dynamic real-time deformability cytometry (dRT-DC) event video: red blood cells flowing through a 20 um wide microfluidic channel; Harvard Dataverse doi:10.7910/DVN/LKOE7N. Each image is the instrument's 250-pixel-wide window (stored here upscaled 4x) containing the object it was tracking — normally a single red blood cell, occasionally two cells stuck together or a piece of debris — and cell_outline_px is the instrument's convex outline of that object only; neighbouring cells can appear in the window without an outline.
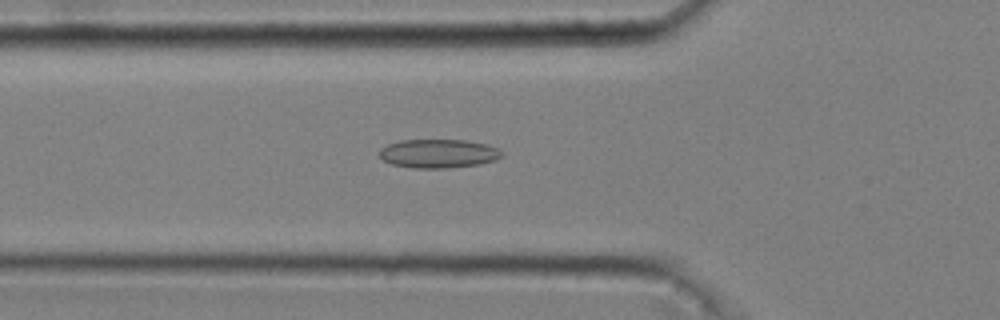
{"species": "common noctule bat (a hibernating species)", "species_latin": "Nyctalus noctula", "temperature_condition": "cold", "stored_images_in_passage": 53, "camera_frame_rate_fps": 3000, "um_per_image_px": 0.085, "animal": {"sex": "male", "body_mass_g": 20.4}, "frame": {"image": 1, "passage_image": 19, "time_ms": 6.0, "image_size_px": [1000, 320], "cell_outline_px": [[504, 156], [496, 160], [480, 164], [448, 168], [412, 168], [392, 164], [384, 160], [380, 156], [380, 148], [388, 144], [400, 140], [468, 140], [488, 144], [504, 152]], "centroid_in_image_um": [37.31, 13.05], "position_along_channel_um": 88.5, "area_um2": 20.69}}
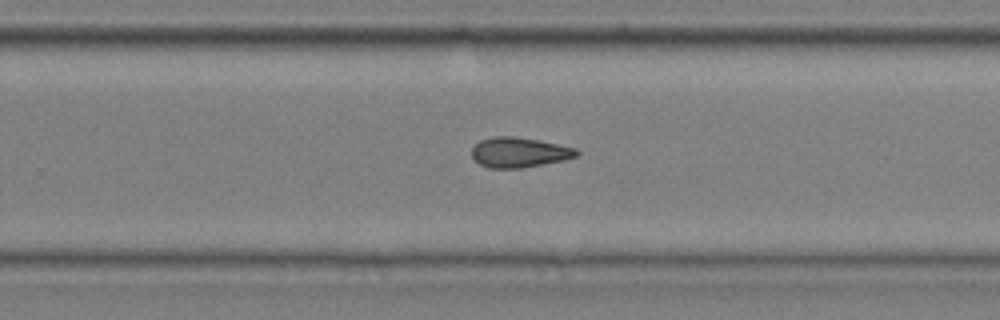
{"frame": {"image": 2, "passage_image": 35, "time_ms": 11.333, "image_size_px": [1000, 320], "cell_outline_px": [[580, 152], [576, 156], [564, 160], [524, 168], [488, 168], [480, 164], [472, 156], [472, 148], [480, 140], [492, 136], [512, 136], [540, 140], [576, 148]], "centroid_in_image_um": [44.13, 12.95], "position_along_channel_um": 285.7, "area_um2": 18.44}}
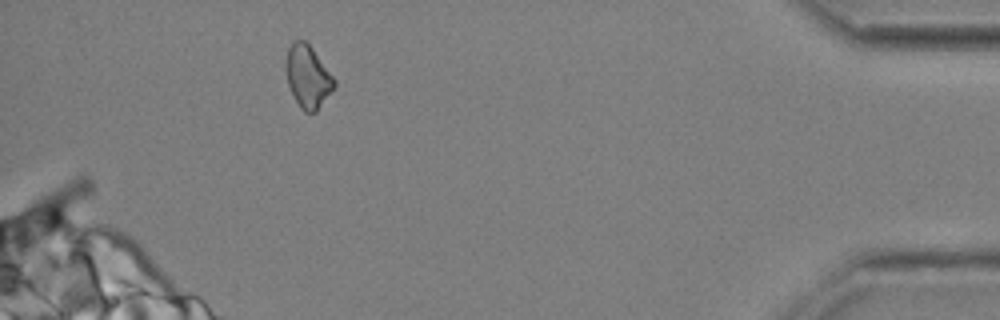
{"frame": {"image": 3, "passage_image": 49, "time_ms": 16.0, "image_size_px": [1000, 320], "cell_outline_px": [[336, 84], [316, 112], [304, 112], [300, 108], [288, 84], [284, 72], [284, 64], [288, 48], [296, 40], [304, 40], [312, 48], [336, 80]], "centroid_in_image_um": [26.14, 6.51], "position_along_channel_um": 409.1, "area_um2": 17.51}, "authors_computed_cell_mechanics": {"area_um2": 18.6694, "velocity_mm_per_s": 3.6928, "shape_relaxation_time_tau1_ms": null, "shape_relaxation_time_tau2_ms": 8.7341, "deformation_change_tau1": null, "deformation_change_tau2": 0.182}}